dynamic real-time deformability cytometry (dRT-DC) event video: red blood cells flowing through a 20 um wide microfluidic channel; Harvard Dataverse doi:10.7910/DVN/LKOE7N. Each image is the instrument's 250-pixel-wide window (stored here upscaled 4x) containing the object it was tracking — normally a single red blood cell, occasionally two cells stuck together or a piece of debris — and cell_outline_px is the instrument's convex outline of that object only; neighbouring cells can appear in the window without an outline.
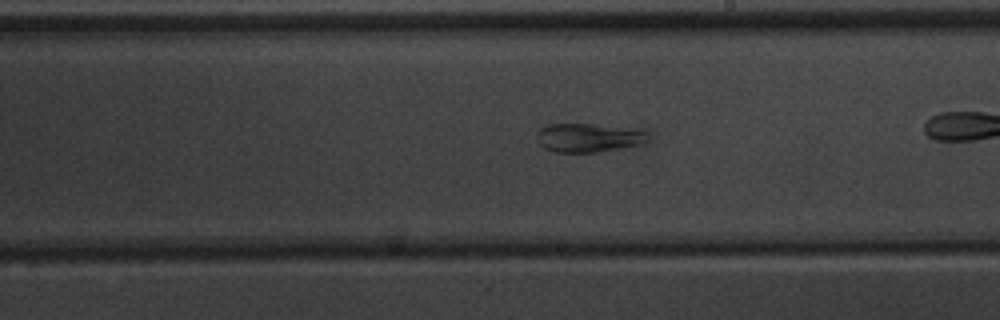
{"species": "common noctule bat (a hibernating species)", "species_latin": "Nyctalus noctula", "temperature_condition": "warm", "stored_images_in_passage": 27, "camera_frame_rate_fps": 3000, "um_per_image_px": 0.085, "animal": {"sex": "male", "body_mass_g": 20.1, "forearm_length_mm": 53.5}, "frame": {"image": 1, "passage_image": 16, "time_ms": 5.0, "image_size_px": [1000, 320], "cell_outline_px": [[648, 140], [640, 144], [596, 152], [556, 152], [544, 148], [536, 140], [536, 132], [540, 128], [548, 124], [592, 124], [644, 132]], "centroid_in_image_um": [49.87, 11.72], "position_along_channel_um": 239.1, "area_um2": 18.03}}
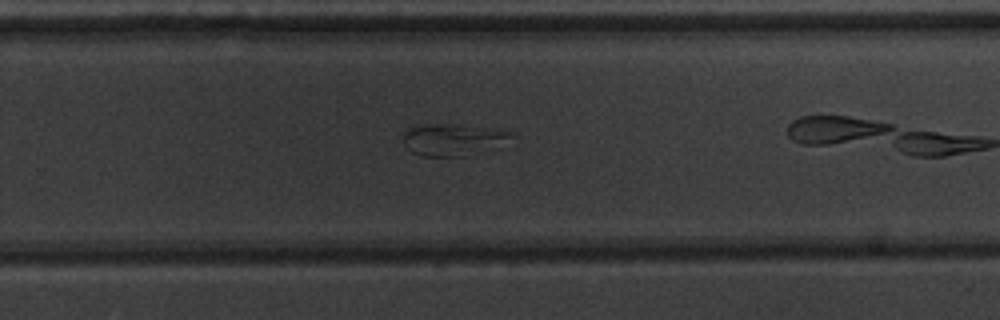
{"frame": {"image": 2, "passage_image": 20, "time_ms": 6.333, "image_size_px": [1000, 320], "cell_outline_px": [[508, 136], [464, 156], [424, 156], [412, 152], [404, 144], [404, 128], [424, 124], [456, 124], [488, 128], [508, 132]], "centroid_in_image_um": [38.2, 11.83], "position_along_channel_um": 291.6, "area_um2": 18.61}}